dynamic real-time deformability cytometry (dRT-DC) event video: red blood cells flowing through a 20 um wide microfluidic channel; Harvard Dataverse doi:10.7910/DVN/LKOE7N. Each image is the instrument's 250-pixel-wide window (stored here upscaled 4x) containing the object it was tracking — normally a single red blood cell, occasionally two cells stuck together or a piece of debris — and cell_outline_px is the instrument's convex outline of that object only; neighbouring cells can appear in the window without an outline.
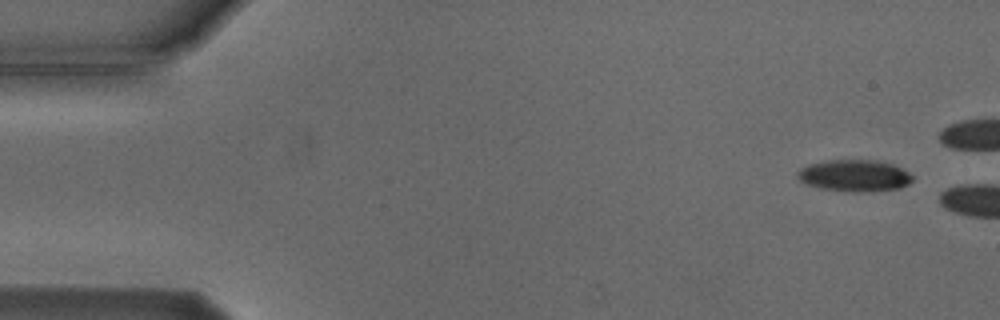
{"species": "Egyptian fruit bat (a non-hibernating species)", "species_latin": "Rousettus aegyptiacus", "temperature_condition": "cold", "stored_images_in_passage": 2, "camera_frame_rate_fps": 3000, "um_per_image_px": 0.085, "animal": {"sex": "male"}, "frame": {"image": 1, "passage_image": 1, "time_ms": 0.0, "image_size_px": [1000, 320], "cell_outline_px": [[912, 180], [908, 184], [900, 188], [872, 192], [844, 192], [820, 188], [808, 184], [800, 180], [796, 176], [796, 172], [800, 168], [808, 164], [828, 160], [876, 160], [892, 164], [908, 172], [912, 176]], "centroid_in_image_um": [72.61, 14.94], "position_along_channel_um": 12.4, "area_um2": 21.44}}